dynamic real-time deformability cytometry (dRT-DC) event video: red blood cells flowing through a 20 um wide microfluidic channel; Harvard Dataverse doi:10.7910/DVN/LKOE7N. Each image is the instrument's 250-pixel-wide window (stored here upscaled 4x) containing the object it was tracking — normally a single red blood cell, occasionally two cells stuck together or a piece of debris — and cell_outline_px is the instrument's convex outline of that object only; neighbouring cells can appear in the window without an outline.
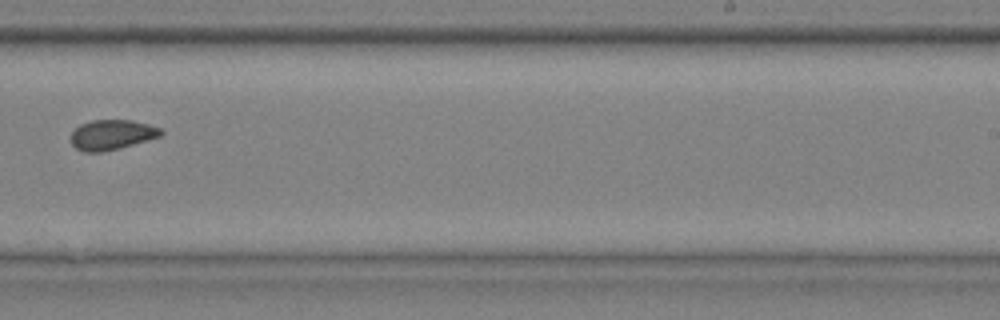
{"species": "common noctule bat (a hibernating species)", "species_latin": "Nyctalus noctula", "temperature_condition": "cold", "stored_images_in_passage": 9, "camera_frame_rate_fps": 3000, "um_per_image_px": 0.085, "animal": {"sex": "male", "body_mass_g": 20.4}, "frame": {"image": 1, "passage_image": 9, "time_ms": 2.667, "image_size_px": [1000, 320], "cell_outline_px": [[164, 132], [160, 136], [120, 148], [100, 152], [84, 152], [76, 148], [72, 144], [72, 132], [80, 124], [92, 120], [132, 120], [148, 124], [160, 128]], "centroid_in_image_um": [9.5, 11.45], "position_along_channel_um": 279.5, "area_um2": 15.61}}